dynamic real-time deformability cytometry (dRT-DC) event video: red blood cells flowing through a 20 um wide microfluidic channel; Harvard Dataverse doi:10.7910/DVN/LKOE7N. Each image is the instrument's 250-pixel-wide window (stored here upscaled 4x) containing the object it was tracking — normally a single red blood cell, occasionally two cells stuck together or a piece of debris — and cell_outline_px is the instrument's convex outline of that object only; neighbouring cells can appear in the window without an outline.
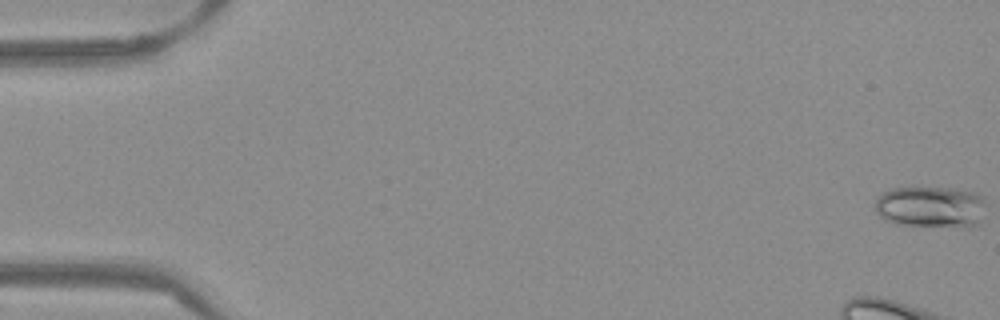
{"species": "Egyptian fruit bat (a non-hibernating species)", "species_latin": "Rousettus aegyptiacus", "temperature_condition": "warm", "stored_images_in_passage": 53, "camera_frame_rate_fps": 3000, "um_per_image_px": 0.085, "frame": {"image": 1, "passage_image": 1, "time_ms": 0.0, "image_size_px": [1000, 320], "cell_outline_px": [[984, 204], [980, 224], [972, 228], [968, 228], [896, 224], [884, 220], [876, 212], [876, 200], [884, 192], [892, 188], [952, 188], [972, 192], [984, 196]], "centroid_in_image_um": [79.15, 17.61], "position_along_channel_um": 5.8, "area_um2": 27.05}}